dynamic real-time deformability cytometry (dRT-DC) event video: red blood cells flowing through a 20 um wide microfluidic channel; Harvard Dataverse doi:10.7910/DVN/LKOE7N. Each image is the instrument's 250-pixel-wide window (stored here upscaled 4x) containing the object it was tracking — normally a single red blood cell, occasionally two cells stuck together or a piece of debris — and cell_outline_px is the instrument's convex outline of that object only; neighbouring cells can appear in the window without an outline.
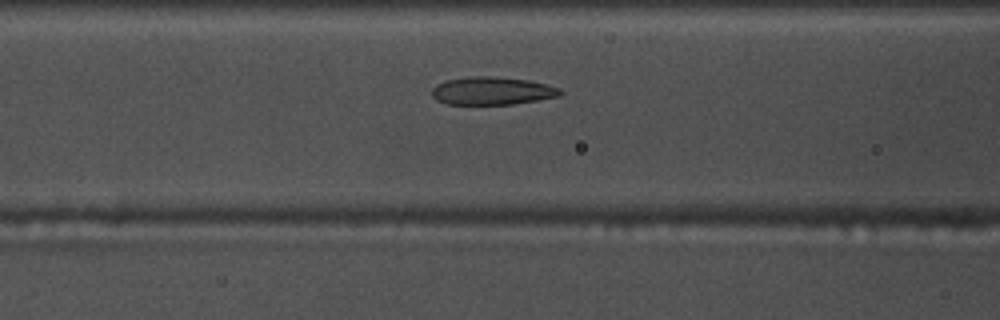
{"species": "common noctule bat (a hibernating species)", "species_latin": "Nyctalus noctula", "temperature_condition": "warm", "stored_images_in_passage": 34, "camera_frame_rate_fps": 3000, "um_per_image_px": 0.085, "animal": {"sex": "male", "body_mass_g": 17.5, "forearm_length_mm": 52.3}, "frame": {"image": 1, "passage_image": 12, "time_ms": 3.667, "image_size_px": [1000, 320], "cell_outline_px": [[564, 92], [560, 96], [512, 104], [448, 104], [436, 100], [432, 96], [432, 88], [436, 84], [448, 80], [468, 76], [496, 76], [528, 80], [560, 88]], "centroid_in_image_um": [41.82, 7.72], "position_along_channel_um": 124.8, "area_um2": 20.87}}
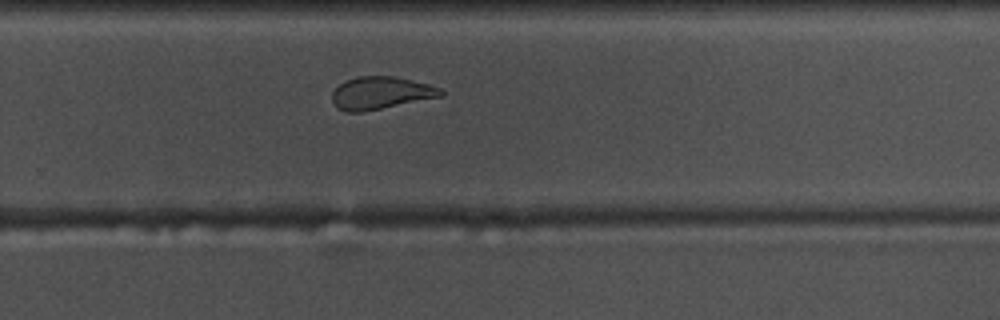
{"frame": {"image": 2, "passage_image": 26, "time_ms": 8.333, "image_size_px": [1000, 320], "cell_outline_px": [[444, 96], [364, 112], [348, 112], [336, 108], [332, 104], [332, 92], [340, 84], [356, 76], [392, 76], [428, 84], [440, 88], [444, 92]], "centroid_in_image_um": [32.35, 7.92], "position_along_channel_um": 297.4, "area_um2": 20.69}}
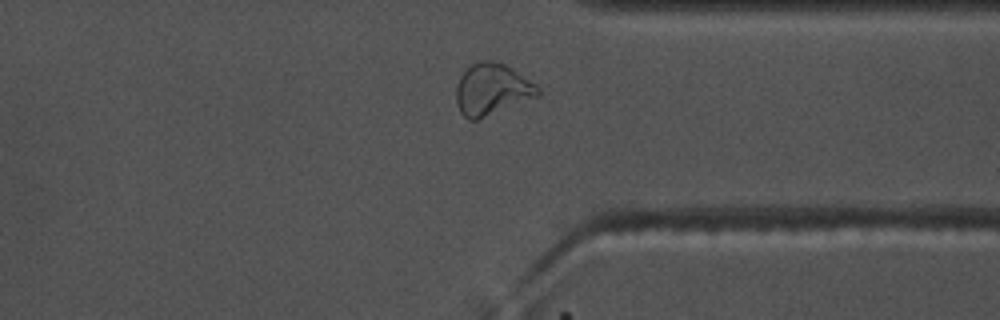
{"frame": {"image": 3, "passage_image": 32, "time_ms": 10.333, "image_size_px": [1000, 320], "cell_outline_px": [[540, 96], [476, 120], [468, 120], [460, 112], [456, 104], [456, 84], [460, 76], [472, 64], [480, 60], [492, 60], [504, 64], [512, 68], [536, 84], [540, 88]], "centroid_in_image_um": [41.81, 7.6], "position_along_channel_um": 369.6, "area_um2": 24.68}}